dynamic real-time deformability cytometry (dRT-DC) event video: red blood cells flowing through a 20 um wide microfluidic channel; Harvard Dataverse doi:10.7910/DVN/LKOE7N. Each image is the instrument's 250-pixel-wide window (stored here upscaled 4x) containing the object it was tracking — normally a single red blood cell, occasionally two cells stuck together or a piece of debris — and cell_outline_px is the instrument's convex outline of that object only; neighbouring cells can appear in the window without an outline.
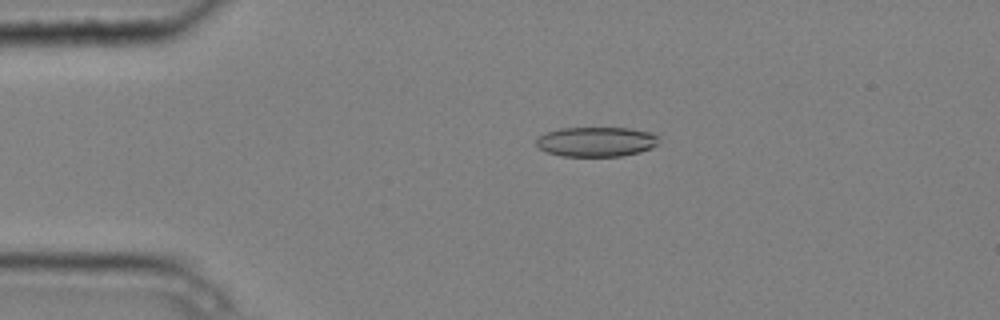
{"species": "common noctule bat (a hibernating species)", "species_latin": "Nyctalus noctula", "temperature_condition": "cold", "stored_images_in_passage": 4, "camera_frame_rate_fps": 3000, "um_per_image_px": 0.085, "animal": {"sex": "male", "body_mass_g": 20.4}, "frame": {"image": 1, "passage_image": 3, "time_ms": 0.667, "image_size_px": [1000, 320], "cell_outline_px": [[660, 144], [652, 148], [640, 152], [620, 156], [560, 156], [548, 152], [540, 148], [536, 144], [536, 136], [560, 128], [628, 128], [652, 132], [660, 136]], "centroid_in_image_um": [50.74, 12.04], "position_along_channel_um": 34.3, "area_um2": 21.5}}